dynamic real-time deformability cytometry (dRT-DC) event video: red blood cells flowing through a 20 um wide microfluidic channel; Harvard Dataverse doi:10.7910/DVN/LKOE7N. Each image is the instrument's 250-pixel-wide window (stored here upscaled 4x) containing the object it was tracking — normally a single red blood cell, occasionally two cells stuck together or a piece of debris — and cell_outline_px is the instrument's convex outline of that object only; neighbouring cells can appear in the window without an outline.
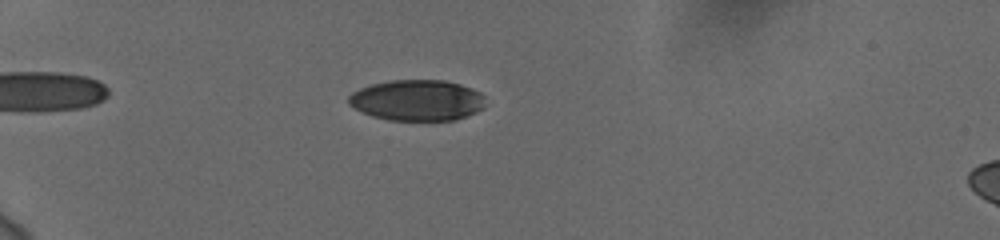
{"species": "human", "species_latin": "Homo sapiens", "temperature_condition": "cold", "stored_images_in_passage": 40, "camera_frame_rate_fps": 3000, "um_per_image_px": 0.085, "donor": {"sex": "female"}, "frame": {"image": 1, "passage_image": 1, "time_ms": 0.0, "image_size_px": [1000, 240], "cell_outline_px": [[484, 108], [476, 112], [456, 120], [388, 120], [372, 116], [360, 112], [352, 108], [348, 104], [348, 96], [352, 92], [360, 88], [372, 84], [392, 80], [444, 80], [460, 84], [472, 88], [480, 92], [484, 96]], "centroid_in_image_um": [35.44, 8.52], "position_along_channel_um": 49.6, "area_um2": 32.89}}
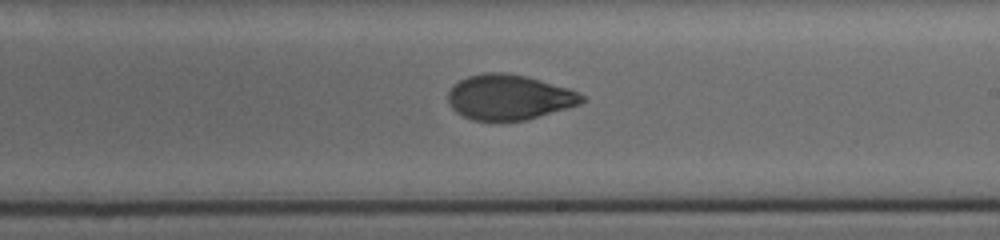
{"frame": {"image": 2, "passage_image": 20, "time_ms": 6.333, "image_size_px": [1000, 240], "cell_outline_px": [[588, 100], [580, 104], [524, 120], [472, 120], [456, 112], [452, 108], [448, 100], [448, 92], [460, 80], [468, 76], [484, 72], [504, 72], [528, 76], [568, 88], [584, 96]], "centroid_in_image_um": [43.28, 8.25], "position_along_channel_um": 245.7, "area_um2": 34.97}}
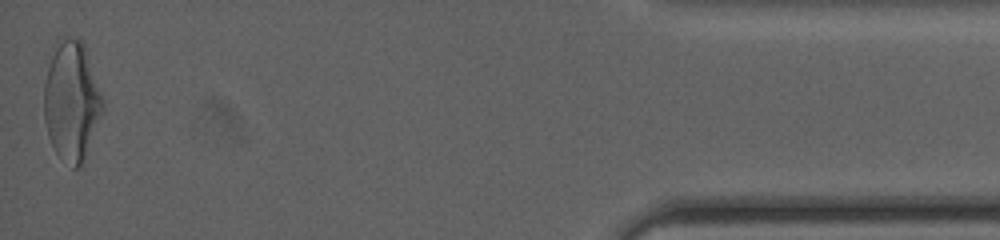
{"frame": {"image": 3, "passage_image": 40, "time_ms": 13.0, "image_size_px": [1000, 240], "cell_outline_px": [[104, 108], [80, 168], [72, 168], [56, 152], [48, 136], [44, 120], [44, 84], [48, 68], [56, 40], [60, 36], [64, 36], [80, 40], [84, 44], [104, 100]], "centroid_in_image_um": [6.08, 8.56], "position_along_channel_um": 429.1, "area_um2": 40.69}, "authors_computed_cell_mechanics": {"area_um2": 36.0961, "velocity_mm_per_s": 3.7516, "shape_relaxation_time_tau1_ms": 4.6245, "shape_relaxation_time_tau2_ms": 1.4947, "deformation_change_tau1": 0.1658, "deformation_change_tau2": 0.06}}